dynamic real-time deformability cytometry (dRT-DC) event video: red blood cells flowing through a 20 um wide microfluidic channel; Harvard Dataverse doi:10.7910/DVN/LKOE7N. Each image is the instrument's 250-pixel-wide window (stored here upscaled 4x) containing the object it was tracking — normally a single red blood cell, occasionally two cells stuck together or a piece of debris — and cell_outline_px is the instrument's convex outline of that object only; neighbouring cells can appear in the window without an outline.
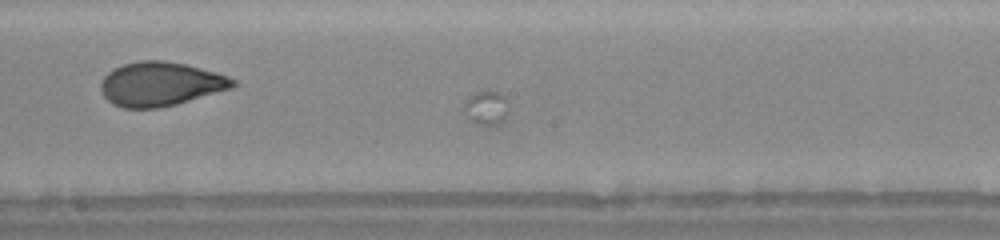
{"species": "human", "species_latin": "Homo sapiens", "temperature_condition": "warm", "stored_images_in_passage": 70, "segment_of_instrument_passage": [2, 2], "camera_frame_rate_fps": 3000, "um_per_image_px": 0.085, "donor": {"sex": "female"}, "frame": {"image": 1, "passage_image": 69, "time_ms": 8.333, "image_size_px": [1000, 240], "cell_outline_px": [[236, 84], [232, 88], [176, 104], [156, 108], [124, 108], [112, 104], [104, 96], [100, 88], [100, 80], [112, 68], [136, 60], [164, 60], [184, 64], [216, 72], [228, 76], [236, 80]], "centroid_in_image_um": [13.61, 7.13], "position_along_channel_um": 234.6, "area_um2": 33.99}}